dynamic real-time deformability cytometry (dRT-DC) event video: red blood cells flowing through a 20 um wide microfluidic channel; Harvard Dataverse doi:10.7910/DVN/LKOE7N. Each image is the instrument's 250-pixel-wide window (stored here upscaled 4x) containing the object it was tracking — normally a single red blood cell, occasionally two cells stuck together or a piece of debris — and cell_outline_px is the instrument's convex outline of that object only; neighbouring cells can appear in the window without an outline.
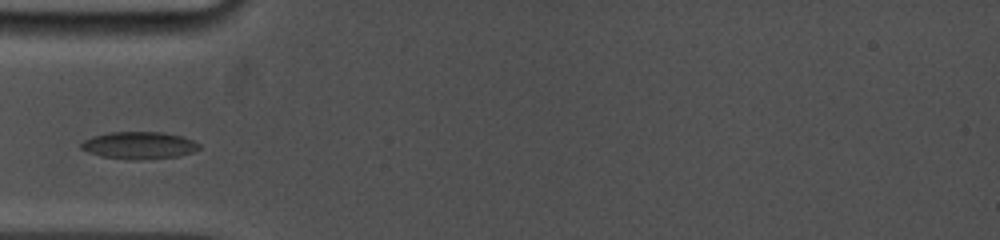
{"species": "common noctule bat (a hibernating species)", "species_latin": "Nyctalus noctula", "temperature_condition": "cold", "stored_images_in_passage": 17, "camera_frame_rate_fps": 5000, "um_per_image_px": 0.085, "animal": {"sex": "female", "body_mass_g": 19.0, "forearm_length_mm": 53.3}, "frame": {"image": 1, "passage_image": 3, "time_ms": 1.4, "image_size_px": [1000, 240], "cell_outline_px": [[200, 148], [192, 152], [176, 156], [140, 160], [136, 160], [100, 156], [88, 152], [80, 148], [80, 144], [84, 140], [92, 136], [108, 132], [164, 132], [184, 136], [200, 144]], "centroid_in_image_um": [11.81, 12.34], "position_along_channel_um": 73.2, "area_um2": 18.79}}
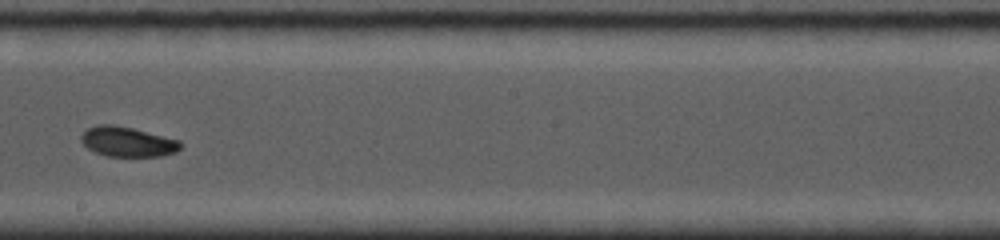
{"frame": {"image": 2, "passage_image": 9, "time_ms": 5.6, "image_size_px": [1000, 240], "cell_outline_px": [[184, 144], [176, 152], [160, 156], [108, 156], [96, 152], [88, 148], [80, 140], [80, 136], [88, 128], [96, 124], [112, 124], [132, 128], [180, 140]], "centroid_in_image_um": [10.85, 12.04], "position_along_channel_um": 237.3, "area_um2": 17.28}}
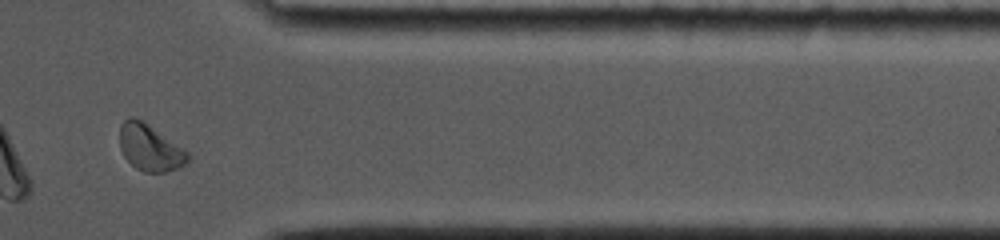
{"frame": {"image": 3, "passage_image": 15, "time_ms": 9.8, "image_size_px": [1000, 240], "cell_outline_px": [[188, 164], [164, 172], [144, 172], [136, 168], [124, 156], [120, 148], [120, 124], [128, 116], [136, 116], [144, 120], [188, 152]], "centroid_in_image_um": [12.72, 12.51], "position_along_channel_um": 398.7, "area_um2": 18.55}, "authors_computed_cell_mechanics": {"area_um2": 17.9758, "velocity_mm_per_s": 3.9064, "shape_relaxation_time_tau1_ms": 4.9237, "shape_relaxation_time_tau2_ms": 5.1971, "deformation_change_tau1": 0.1097, "deformation_change_tau2": 0.0883}}